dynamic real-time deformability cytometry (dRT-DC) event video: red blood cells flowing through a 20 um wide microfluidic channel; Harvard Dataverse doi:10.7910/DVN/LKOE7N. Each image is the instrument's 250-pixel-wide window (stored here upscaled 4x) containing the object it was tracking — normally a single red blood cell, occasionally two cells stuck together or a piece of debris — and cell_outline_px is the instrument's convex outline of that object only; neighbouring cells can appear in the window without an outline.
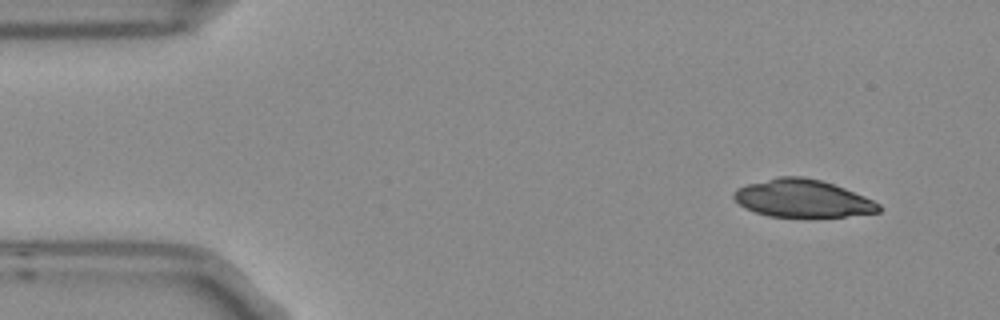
{"species": "Egyptian fruit bat (a non-hibernating species)", "species_latin": "Rousettus aegyptiacus", "temperature_condition": "room temperature", "stored_images_in_passage": 6, "camera_frame_rate_fps": 3000, "um_per_image_px": 0.085, "frame": {"image": 1, "passage_image": 1, "time_ms": 0.0, "image_size_px": [1000, 320], "cell_outline_px": [[884, 208], [880, 212], [808, 220], [768, 216], [744, 208], [732, 196], [732, 192], [736, 188], [748, 184], [776, 176], [804, 176], [820, 180], [844, 188], [864, 196], [880, 204]], "centroid_in_image_um": [68.21, 16.91], "position_along_channel_um": 16.8, "area_um2": 32.77}}